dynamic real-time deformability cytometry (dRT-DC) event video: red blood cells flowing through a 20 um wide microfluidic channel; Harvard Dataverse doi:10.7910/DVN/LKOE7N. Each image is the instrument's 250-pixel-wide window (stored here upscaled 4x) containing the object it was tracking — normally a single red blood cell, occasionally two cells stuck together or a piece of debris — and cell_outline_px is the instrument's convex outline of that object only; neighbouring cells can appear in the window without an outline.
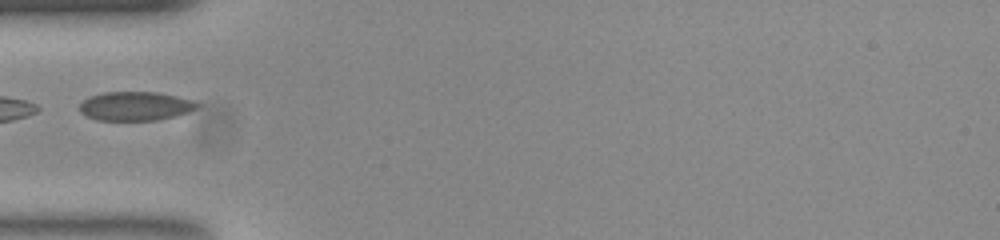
{"species": "common noctule bat (a hibernating species)", "species_latin": "Nyctalus noctula", "temperature_condition": "room temperature", "stored_images_in_passage": 32, "camera_frame_rate_fps": 3000, "um_per_image_px": 0.085, "animal": {"sex": "female", "body_mass_g": 23.0, "forearm_length_mm": 53.4}, "frame": {"image": 1, "passage_image": 1, "time_ms": 0.0, "image_size_px": [1000, 240], "cell_outline_px": [[200, 104], [196, 108], [188, 112], [176, 116], [156, 120], [96, 120], [84, 116], [80, 112], [80, 104], [88, 96], [104, 92], [156, 92], [176, 96], [192, 100]], "centroid_in_image_um": [11.47, 9.02], "position_along_channel_um": 73.5, "area_um2": 19.88}}
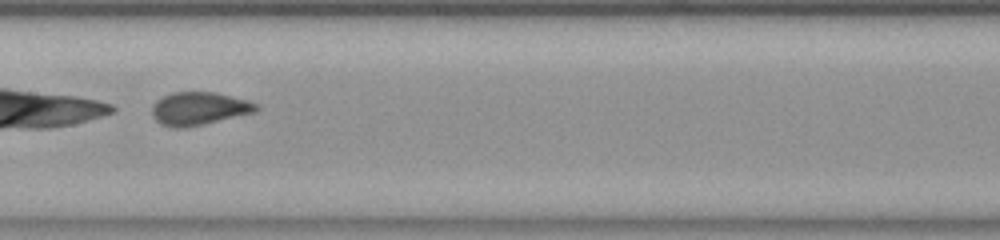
{"frame": {"image": 2, "passage_image": 10, "time_ms": 3.0, "image_size_px": [1000, 240], "cell_outline_px": [[260, 108], [256, 112], [204, 124], [184, 128], [172, 128], [160, 124], [152, 116], [152, 104], [156, 100], [172, 92], [216, 92], [248, 100], [260, 104]], "centroid_in_image_um": [16.93, 9.23], "position_along_channel_um": 190.5, "area_um2": 20.35}}